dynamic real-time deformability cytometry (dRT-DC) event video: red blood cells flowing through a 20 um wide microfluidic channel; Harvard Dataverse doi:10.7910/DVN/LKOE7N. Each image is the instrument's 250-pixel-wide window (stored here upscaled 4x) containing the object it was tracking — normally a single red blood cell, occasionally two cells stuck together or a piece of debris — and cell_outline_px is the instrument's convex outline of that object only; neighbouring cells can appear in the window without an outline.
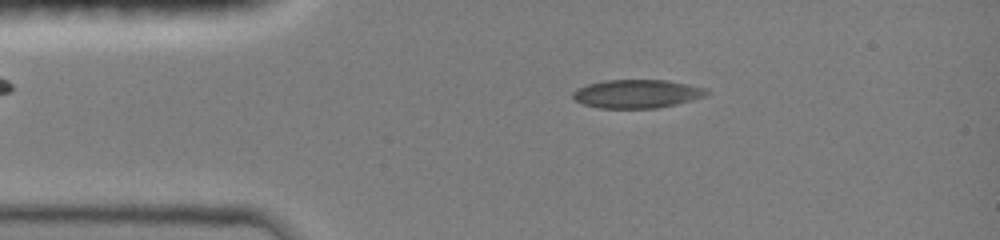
{"species": "common noctule bat (a hibernating species)", "species_latin": "Nyctalus noctula", "temperature_condition": "room temperature", "stored_images_in_passage": 47, "camera_frame_rate_fps": 3000, "um_per_image_px": 0.085, "animal": {"sex": "female", "body_mass_g": 19.0, "forearm_length_mm": 51.5}, "frame": {"image": 1, "passage_image": 9, "time_ms": 2.667, "image_size_px": [1000, 240], "cell_outline_px": [[708, 92], [704, 96], [676, 104], [656, 108], [600, 108], [584, 104], [576, 100], [572, 96], [572, 92], [576, 88], [588, 84], [604, 80], [664, 80], [688, 84], [708, 88]], "centroid_in_image_um": [54.12, 7.97], "position_along_channel_um": 30.9, "area_um2": 22.08}}
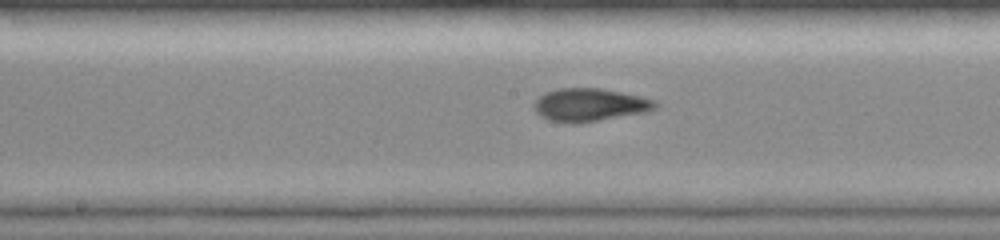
{"frame": {"image": 2, "passage_image": 24, "time_ms": 7.667, "image_size_px": [1000, 240], "cell_outline_px": [[660, 104], [656, 108], [648, 112], [576, 124], [568, 124], [548, 120], [540, 116], [532, 108], [532, 104], [544, 92], [560, 88], [600, 88], [640, 96], [656, 100]], "centroid_in_image_um": [50.11, 8.93], "position_along_channel_um": 198.1, "area_um2": 23.7}}
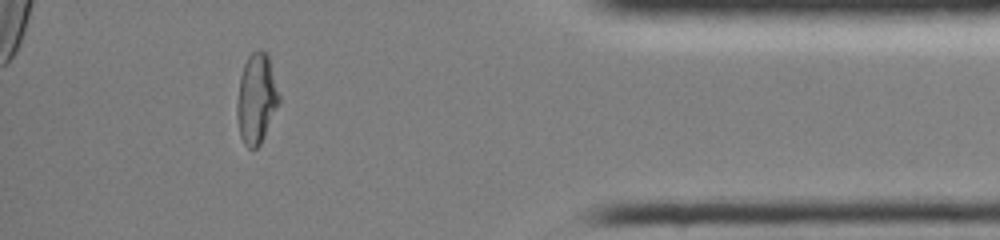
{"frame": {"image": 3, "passage_image": 42, "time_ms": 13.667, "image_size_px": [1000, 240], "cell_outline_px": [[280, 100], [264, 136], [260, 144], [256, 148], [248, 148], [244, 144], [240, 136], [236, 116], [236, 104], [240, 76], [244, 64], [248, 56], [256, 48], [260, 48], [268, 56], [280, 96]], "centroid_in_image_um": [21.77, 8.37], "position_along_channel_um": 413.4, "area_um2": 22.02}, "authors_computed_cell_mechanics": {"area_um2": 22.5998, "velocity_mm_per_s": 4.0508, "shape_relaxation_time_tau1_ms": 6.0024, "shape_relaxation_time_tau2_ms": 2.6442, "deformation_change_tau1": 0.2132, "deformation_change_tau2": 0.0703}}